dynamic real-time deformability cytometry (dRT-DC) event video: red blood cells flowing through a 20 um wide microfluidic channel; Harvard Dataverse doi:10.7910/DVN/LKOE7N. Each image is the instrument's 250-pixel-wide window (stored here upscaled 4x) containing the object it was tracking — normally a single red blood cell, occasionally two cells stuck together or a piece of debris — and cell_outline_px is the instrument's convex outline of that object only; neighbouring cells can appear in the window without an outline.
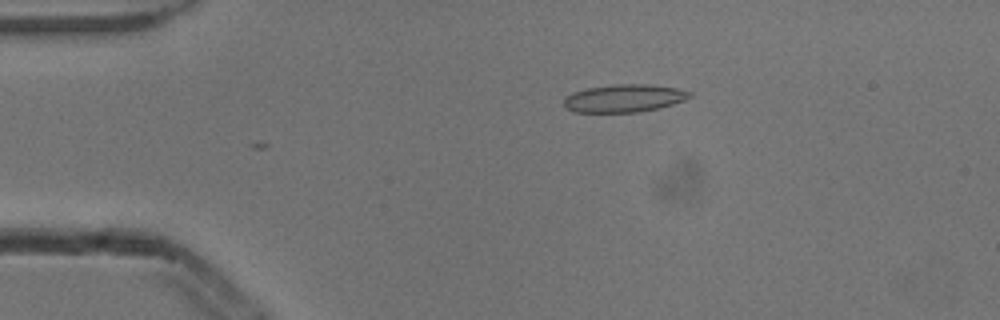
{"species": "common noctule bat (a hibernating species)", "species_latin": "Nyctalus noctula", "temperature_condition": "cold", "stored_images_in_passage": 5, "camera_frame_rate_fps": 3000, "um_per_image_px": 0.085, "animal": {"sex": "male", "body_mass_g": 13.3}, "frame": {"image": 1, "passage_image": 1, "time_ms": 0.0, "image_size_px": [1000, 320], "cell_outline_px": [[692, 96], [684, 100], [660, 108], [640, 112], [572, 112], [564, 108], [564, 96], [572, 92], [588, 88], [612, 84], [648, 84], [676, 88], [692, 92]], "centroid_in_image_um": [53.02, 8.35], "position_along_channel_um": 32.0, "area_um2": 20.58}}
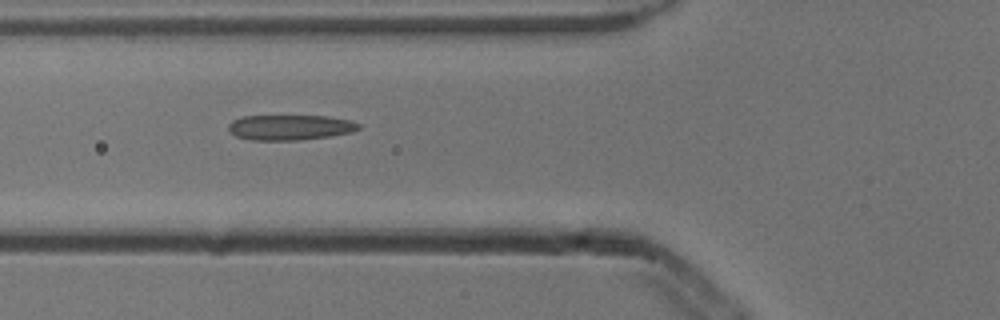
{"frame": {"image": 2, "passage_image": 3, "time_ms": 0.667, "image_size_px": [1000, 320], "cell_outline_px": [[360, 128], [352, 132], [328, 136], [300, 140], [252, 140], [236, 136], [228, 132], [228, 124], [232, 120], [240, 116], [328, 116], [352, 120], [360, 124]], "centroid_in_image_um": [24.63, 10.82], "position_along_channel_um": 101.2, "area_um2": 19.31}}
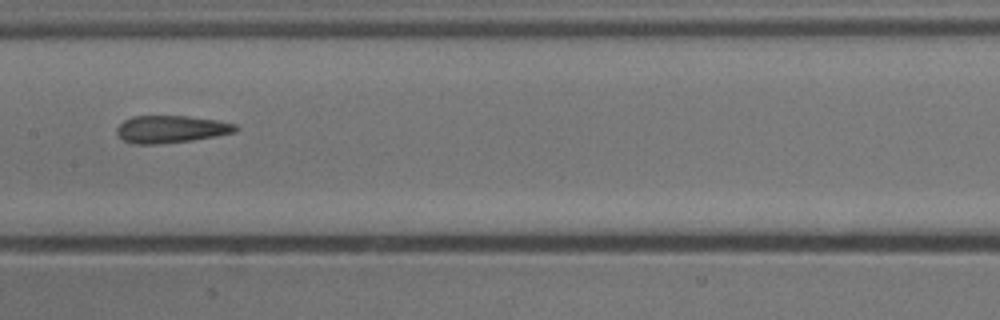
{"frame": {"image": 3, "passage_image": 5, "time_ms": 1.333, "image_size_px": [1000, 320], "cell_outline_px": [[240, 128], [236, 132], [216, 136], [192, 140], [156, 144], [132, 144], [124, 140], [116, 132], [116, 128], [124, 120], [132, 116], [188, 116], [216, 120], [236, 124]], "centroid_in_image_um": [14.55, 10.98], "position_along_channel_um": 192.9, "area_um2": 18.96}}